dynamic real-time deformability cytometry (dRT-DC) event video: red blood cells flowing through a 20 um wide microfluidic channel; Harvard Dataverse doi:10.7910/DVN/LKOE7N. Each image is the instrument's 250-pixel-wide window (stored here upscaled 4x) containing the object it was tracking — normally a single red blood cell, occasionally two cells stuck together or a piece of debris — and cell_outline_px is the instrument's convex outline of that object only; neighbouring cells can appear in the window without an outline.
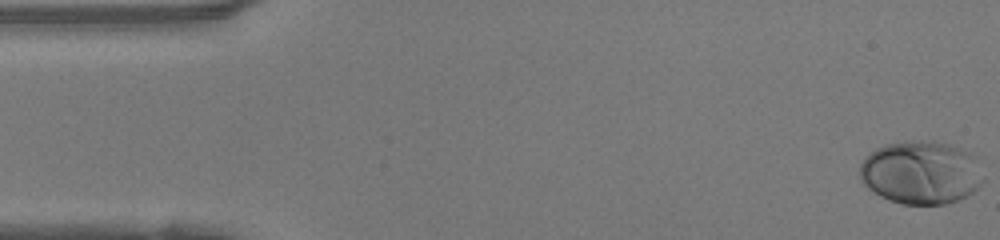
{"species": "human", "species_latin": "Homo sapiens", "temperature_condition": "warm", "stored_images_in_passage": 37, "camera_frame_rate_fps": 3000, "um_per_image_px": 0.085, "donor": {"sex": "female"}, "frame": {"image": 1, "passage_image": 1, "time_ms": 0.0, "image_size_px": [1000, 240], "cell_outline_px": [[984, 180], [968, 196], [960, 200], [948, 204], [904, 204], [888, 200], [880, 196], [868, 188], [864, 184], [860, 176], [860, 164], [876, 148], [888, 144], [920, 140], [932, 140], [948, 144], [960, 148], [968, 152], [972, 156], [984, 176]], "centroid_in_image_um": [78.29, 14.68], "position_along_channel_um": 6.7, "area_um2": 45.32}}
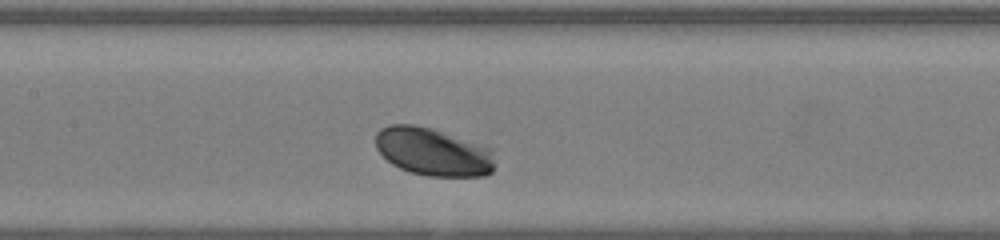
{"frame": {"image": 2, "passage_image": 22, "time_ms": 7.0, "image_size_px": [1000, 240], "cell_outline_px": [[492, 172], [484, 176], [428, 176], [412, 172], [400, 168], [392, 164], [376, 148], [376, 132], [380, 128], [388, 124], [412, 124], [432, 128], [492, 148]], "centroid_in_image_um": [36.78, 12.89], "position_along_channel_um": 170.6, "area_um2": 33.18}}
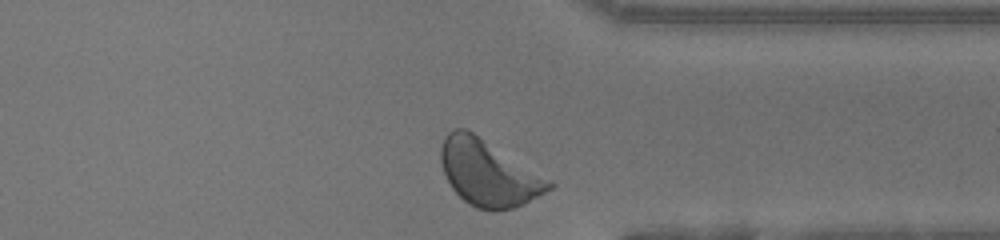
{"frame": {"image": 3, "passage_image": 37, "time_ms": 12.0, "image_size_px": [1000, 240], "cell_outline_px": [[556, 184], [552, 188], [524, 204], [512, 208], [496, 212], [492, 212], [476, 208], [468, 204], [452, 188], [444, 172], [440, 160], [440, 148], [444, 136], [448, 132], [456, 128], [464, 128], [472, 132]], "centroid_in_image_um": [41.48, 14.73], "position_along_channel_um": 369.9, "area_um2": 41.04}, "authors_computed_cell_mechanics": {"area_um2": 38.0324, "velocity_mm_per_s": 4.0773, "shape_relaxation_time_tau1_ms": 0.8105, "shape_relaxation_time_tau2_ms": null, "deformation_change_tau1": 0.0674, "deformation_change_tau2": null}}